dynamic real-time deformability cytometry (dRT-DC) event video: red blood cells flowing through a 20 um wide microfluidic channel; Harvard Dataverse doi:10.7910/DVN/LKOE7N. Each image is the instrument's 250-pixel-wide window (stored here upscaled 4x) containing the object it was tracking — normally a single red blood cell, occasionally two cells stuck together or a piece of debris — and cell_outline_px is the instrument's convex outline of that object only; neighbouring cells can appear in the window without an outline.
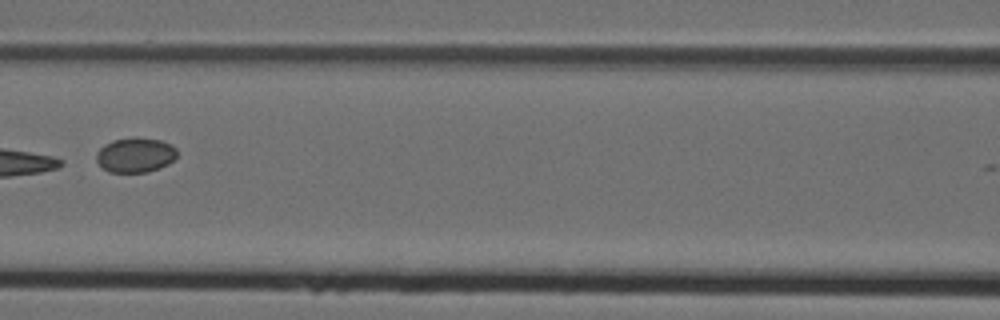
{"species": "Egyptian fruit bat (a non-hibernating species)", "species_latin": "Rousettus aegyptiacus", "temperature_condition": "cold", "stored_images_in_passage": 7, "camera_frame_rate_fps": 3000, "um_per_image_px": 0.085, "animal": {"sex": "female"}, "frame": {"image": 1, "passage_image": 7, "time_ms": 2.0, "image_size_px": [1000, 320], "cell_outline_px": [[176, 156], [168, 164], [160, 168], [148, 172], [108, 172], [96, 160], [96, 152], [104, 144], [112, 140], [132, 136], [136, 136], [160, 140], [176, 148]], "centroid_in_image_um": [11.48, 13.16], "position_along_channel_um": 155.1, "area_um2": 16.47}}